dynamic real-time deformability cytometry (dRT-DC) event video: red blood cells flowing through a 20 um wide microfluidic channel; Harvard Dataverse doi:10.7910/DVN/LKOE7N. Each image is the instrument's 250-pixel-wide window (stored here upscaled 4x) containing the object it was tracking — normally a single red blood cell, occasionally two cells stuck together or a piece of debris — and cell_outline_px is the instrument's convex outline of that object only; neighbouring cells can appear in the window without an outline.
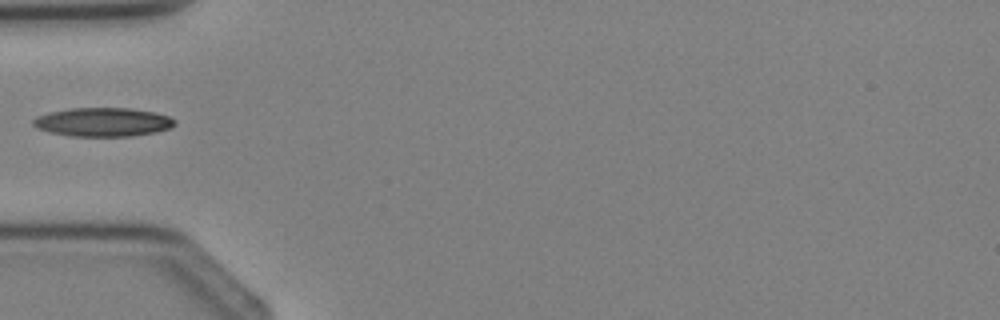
{"species": "Egyptian fruit bat (a non-hibernating species)", "species_latin": "Rousettus aegyptiacus", "temperature_condition": "cold", "stored_images_in_passage": 4, "camera_frame_rate_fps": 3000, "um_per_image_px": 0.085, "animal": {"sex": "female"}, "frame": {"image": 1, "passage_image": 4, "time_ms": 3.667, "image_size_px": [1000, 320], "cell_outline_px": [[176, 124], [168, 128], [156, 132], [132, 136], [72, 136], [52, 132], [36, 128], [32, 124], [32, 120], [36, 116], [48, 112], [72, 108], [132, 108], [156, 112], [168, 116], [176, 120]], "centroid_in_image_um": [8.75, 10.37], "position_along_channel_um": 76.3, "area_um2": 23.81}}